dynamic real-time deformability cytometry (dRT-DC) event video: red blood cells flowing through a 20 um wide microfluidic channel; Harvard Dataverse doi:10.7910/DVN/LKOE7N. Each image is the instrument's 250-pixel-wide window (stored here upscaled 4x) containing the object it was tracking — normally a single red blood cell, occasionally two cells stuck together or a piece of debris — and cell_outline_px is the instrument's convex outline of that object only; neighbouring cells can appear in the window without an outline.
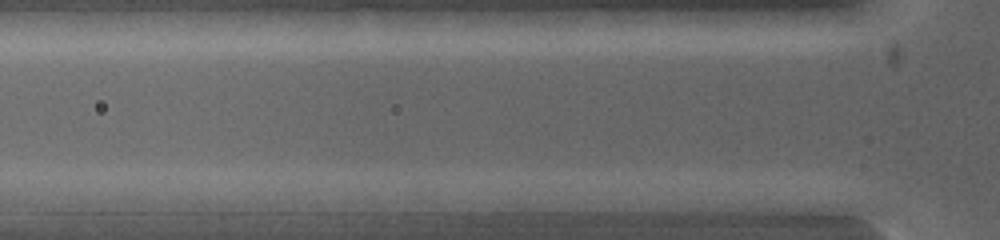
{"species": "common noctule bat (a hibernating species)", "species_latin": "Nyctalus noctula", "temperature_condition": "warm", "stored_images_in_passage": 2, "camera_frame_rate_fps": 5000, "um_per_image_px": 0.085, "animal": {"sex": "female", "body_mass_g": 19.0, "forearm_length_mm": 53.3}, "frame": {"image": 1, "passage_image": 2, "time_ms": 0.2, "image_size_px": [1000, 240], "cell_outline_px": [[608, 200], [596, 212], [496, 212], [492, 200], [544, 192], [600, 192]], "centroid_in_image_um": [46.93, 17.22], "position_along_channel_um": 78.9, "area_um2": 14.33}}